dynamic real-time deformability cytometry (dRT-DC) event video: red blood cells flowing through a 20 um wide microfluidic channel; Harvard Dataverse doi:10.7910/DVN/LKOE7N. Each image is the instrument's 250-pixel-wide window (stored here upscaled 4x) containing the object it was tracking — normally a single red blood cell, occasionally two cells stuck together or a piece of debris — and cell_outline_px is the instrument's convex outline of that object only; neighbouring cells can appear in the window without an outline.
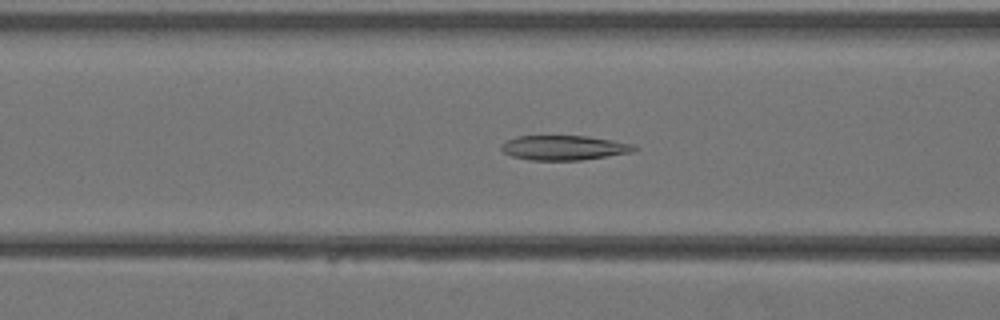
{"species": "Egyptian fruit bat (a non-hibernating species)", "species_latin": "Rousettus aegyptiacus", "temperature_condition": "warm", "stored_images_in_passage": 30, "camera_frame_rate_fps": 3000, "um_per_image_px": 0.085, "animal": {"sex": "female"}, "frame": {"image": 1, "passage_image": 5, "time_ms": 1.333, "image_size_px": [1000, 320], "cell_outline_px": [[640, 148], [636, 152], [580, 160], [532, 160], [512, 156], [504, 152], [500, 148], [500, 144], [516, 136], [588, 136], [612, 140], [632, 144]], "centroid_in_image_um": [47.98, 12.56], "position_along_channel_um": 118.6, "area_um2": 19.19}}
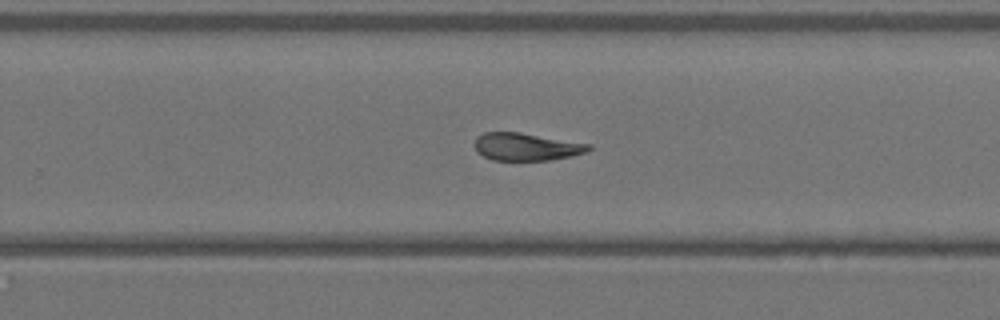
{"frame": {"image": 2, "passage_image": 15, "time_ms": 4.667, "image_size_px": [1000, 320], "cell_outline_px": [[592, 148], [588, 152], [572, 156], [548, 160], [492, 160], [476, 152], [476, 136], [484, 132], [520, 132], [592, 144]], "centroid_in_image_um": [44.77, 12.47], "position_along_channel_um": 285.0, "area_um2": 18.44}}
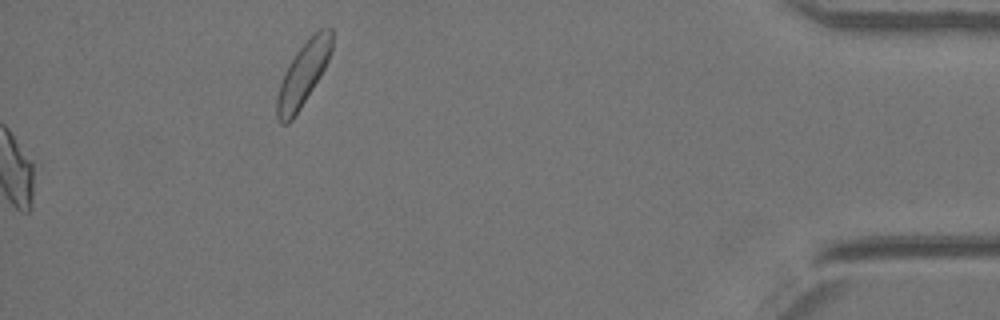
{"frame": {"image": 3, "passage_image": 30, "time_ms": 9.667, "image_size_px": [1000, 320], "cell_outline_px": [[332, 52], [320, 76], [300, 108], [292, 120], [288, 124], [280, 124], [276, 116], [276, 96], [284, 72], [288, 64], [296, 52], [320, 28], [332, 28]], "centroid_in_image_um": [25.74, 6.33], "position_along_channel_um": 409.5, "area_um2": 20.06}}